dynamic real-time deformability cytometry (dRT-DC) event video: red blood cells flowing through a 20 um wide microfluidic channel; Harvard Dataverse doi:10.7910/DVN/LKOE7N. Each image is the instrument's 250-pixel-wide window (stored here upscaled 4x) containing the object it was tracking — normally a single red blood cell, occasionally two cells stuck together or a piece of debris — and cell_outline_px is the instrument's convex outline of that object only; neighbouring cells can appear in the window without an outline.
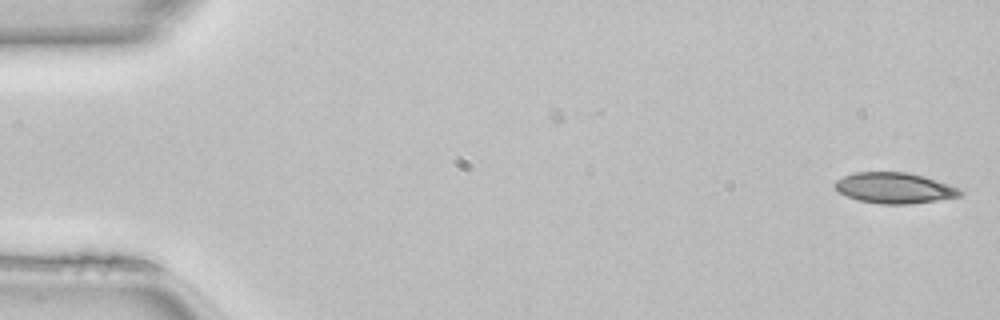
{"species": "common noctule bat (a hibernating species)", "species_latin": "Nyctalus noctula", "temperature_condition": "room temperature", "stored_images_in_passage": 7, "camera_frame_rate_fps": 3000, "um_per_image_px": 0.085, "animal": {"sex": "female", "body_mass_g": 22.7, "forearm_length_mm": 54.2}, "frame": {"image": 1, "passage_image": 1, "time_ms": 0.0, "image_size_px": [1000, 320], "cell_outline_px": [[964, 192], [960, 196], [936, 200], [908, 204], [880, 204], [860, 200], [848, 196], [840, 192], [832, 184], [836, 180], [852, 172], [908, 172], [924, 176], [960, 188]], "centroid_in_image_um": [76.03, 15.97], "position_along_channel_um": 9.0, "area_um2": 22.37}}